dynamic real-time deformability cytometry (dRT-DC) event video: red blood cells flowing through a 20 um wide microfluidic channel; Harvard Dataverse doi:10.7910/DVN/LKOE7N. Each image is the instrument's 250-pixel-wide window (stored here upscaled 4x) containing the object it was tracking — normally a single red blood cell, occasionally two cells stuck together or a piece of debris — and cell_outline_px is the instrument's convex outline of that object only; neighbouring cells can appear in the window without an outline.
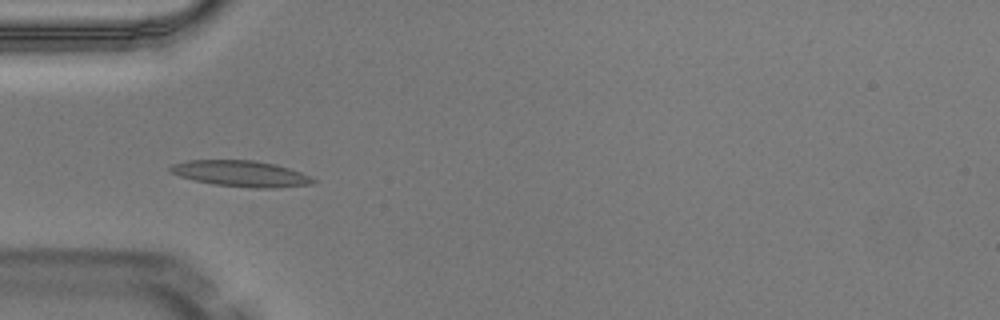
{"species": "Egyptian fruit bat (a non-hibernating species)", "species_latin": "Rousettus aegyptiacus", "temperature_condition": "warm", "stored_images_in_passage": 7, "camera_frame_rate_fps": 3000, "um_per_image_px": 0.085, "animal": {"sex": "male"}, "frame": {"image": 1, "passage_image": 5, "time_ms": 1.333, "image_size_px": [1000, 320], "cell_outline_px": [[316, 180], [312, 184], [276, 188], [252, 188], [216, 184], [196, 180], [180, 176], [168, 172], [168, 168], [172, 164], [188, 160], [252, 160], [276, 164], [300, 172]], "centroid_in_image_um": [20.46, 14.75], "position_along_channel_um": 64.5, "area_um2": 21.5}}